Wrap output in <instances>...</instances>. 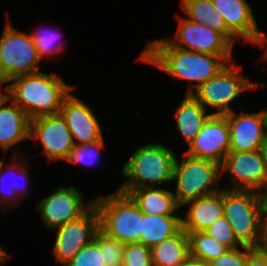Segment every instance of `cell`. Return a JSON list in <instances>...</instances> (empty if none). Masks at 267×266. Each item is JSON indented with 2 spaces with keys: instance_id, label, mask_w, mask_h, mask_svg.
Returning <instances> with one entry per match:
<instances>
[{
  "instance_id": "cell-1",
  "label": "cell",
  "mask_w": 267,
  "mask_h": 266,
  "mask_svg": "<svg viewBox=\"0 0 267 266\" xmlns=\"http://www.w3.org/2000/svg\"><path fill=\"white\" fill-rule=\"evenodd\" d=\"M233 60V56L209 55L176 48L166 38L148 42L137 58V62L155 66L173 79L187 81L189 86L185 94H192Z\"/></svg>"
},
{
  "instance_id": "cell-2",
  "label": "cell",
  "mask_w": 267,
  "mask_h": 266,
  "mask_svg": "<svg viewBox=\"0 0 267 266\" xmlns=\"http://www.w3.org/2000/svg\"><path fill=\"white\" fill-rule=\"evenodd\" d=\"M2 88L29 119L59 114L64 98L75 86L66 83L56 73L43 71L9 80Z\"/></svg>"
},
{
  "instance_id": "cell-3",
  "label": "cell",
  "mask_w": 267,
  "mask_h": 266,
  "mask_svg": "<svg viewBox=\"0 0 267 266\" xmlns=\"http://www.w3.org/2000/svg\"><path fill=\"white\" fill-rule=\"evenodd\" d=\"M175 159L173 150L162 143L138 146L123 165L121 174L126 180L117 190L128 194L133 189L171 183Z\"/></svg>"
},
{
  "instance_id": "cell-4",
  "label": "cell",
  "mask_w": 267,
  "mask_h": 266,
  "mask_svg": "<svg viewBox=\"0 0 267 266\" xmlns=\"http://www.w3.org/2000/svg\"><path fill=\"white\" fill-rule=\"evenodd\" d=\"M227 188H223V212L234 237L241 246L259 248L264 221L260 192Z\"/></svg>"
},
{
  "instance_id": "cell-5",
  "label": "cell",
  "mask_w": 267,
  "mask_h": 266,
  "mask_svg": "<svg viewBox=\"0 0 267 266\" xmlns=\"http://www.w3.org/2000/svg\"><path fill=\"white\" fill-rule=\"evenodd\" d=\"M99 214V228L123 244L140 243L142 212L132 198L115 190L108 196L94 198Z\"/></svg>"
},
{
  "instance_id": "cell-6",
  "label": "cell",
  "mask_w": 267,
  "mask_h": 266,
  "mask_svg": "<svg viewBox=\"0 0 267 266\" xmlns=\"http://www.w3.org/2000/svg\"><path fill=\"white\" fill-rule=\"evenodd\" d=\"M182 160L175 159L172 182L176 184V202L180 207L185 203L215 194L221 177L220 164L215 161L196 158L184 153Z\"/></svg>"
},
{
  "instance_id": "cell-7",
  "label": "cell",
  "mask_w": 267,
  "mask_h": 266,
  "mask_svg": "<svg viewBox=\"0 0 267 266\" xmlns=\"http://www.w3.org/2000/svg\"><path fill=\"white\" fill-rule=\"evenodd\" d=\"M242 65L228 63L217 75L201 84L192 95L206 110L213 108L212 115H225L233 111L231 103L246 91L264 87L265 83L250 81L241 74Z\"/></svg>"
},
{
  "instance_id": "cell-8",
  "label": "cell",
  "mask_w": 267,
  "mask_h": 266,
  "mask_svg": "<svg viewBox=\"0 0 267 266\" xmlns=\"http://www.w3.org/2000/svg\"><path fill=\"white\" fill-rule=\"evenodd\" d=\"M40 61L32 37L7 19L0 39V86L13 78L40 72Z\"/></svg>"
},
{
  "instance_id": "cell-9",
  "label": "cell",
  "mask_w": 267,
  "mask_h": 266,
  "mask_svg": "<svg viewBox=\"0 0 267 266\" xmlns=\"http://www.w3.org/2000/svg\"><path fill=\"white\" fill-rule=\"evenodd\" d=\"M42 197L36 203V210L45 227L51 230L80 218L94 205L92 198L86 204L83 193L74 186L58 187L47 197Z\"/></svg>"
},
{
  "instance_id": "cell-10",
  "label": "cell",
  "mask_w": 267,
  "mask_h": 266,
  "mask_svg": "<svg viewBox=\"0 0 267 266\" xmlns=\"http://www.w3.org/2000/svg\"><path fill=\"white\" fill-rule=\"evenodd\" d=\"M56 240L52 254L57 264L65 266L74 255L94 240L99 229V214L93 205L80 218L70 221L57 228Z\"/></svg>"
},
{
  "instance_id": "cell-11",
  "label": "cell",
  "mask_w": 267,
  "mask_h": 266,
  "mask_svg": "<svg viewBox=\"0 0 267 266\" xmlns=\"http://www.w3.org/2000/svg\"><path fill=\"white\" fill-rule=\"evenodd\" d=\"M37 139L49 161H66L75 143L60 114L44 115L29 122V139Z\"/></svg>"
},
{
  "instance_id": "cell-12",
  "label": "cell",
  "mask_w": 267,
  "mask_h": 266,
  "mask_svg": "<svg viewBox=\"0 0 267 266\" xmlns=\"http://www.w3.org/2000/svg\"><path fill=\"white\" fill-rule=\"evenodd\" d=\"M174 39H166L173 47L219 56H233V45L208 25L180 17Z\"/></svg>"
},
{
  "instance_id": "cell-13",
  "label": "cell",
  "mask_w": 267,
  "mask_h": 266,
  "mask_svg": "<svg viewBox=\"0 0 267 266\" xmlns=\"http://www.w3.org/2000/svg\"><path fill=\"white\" fill-rule=\"evenodd\" d=\"M221 175L230 178L228 189L260 192L267 185V169L258 150L229 152L220 165Z\"/></svg>"
},
{
  "instance_id": "cell-14",
  "label": "cell",
  "mask_w": 267,
  "mask_h": 266,
  "mask_svg": "<svg viewBox=\"0 0 267 266\" xmlns=\"http://www.w3.org/2000/svg\"><path fill=\"white\" fill-rule=\"evenodd\" d=\"M185 154L222 164L230 152V128L224 115H211L187 145Z\"/></svg>"
},
{
  "instance_id": "cell-15",
  "label": "cell",
  "mask_w": 267,
  "mask_h": 266,
  "mask_svg": "<svg viewBox=\"0 0 267 266\" xmlns=\"http://www.w3.org/2000/svg\"><path fill=\"white\" fill-rule=\"evenodd\" d=\"M230 128V152L259 150L267 134L265 110L258 112L232 111L224 115Z\"/></svg>"
},
{
  "instance_id": "cell-16",
  "label": "cell",
  "mask_w": 267,
  "mask_h": 266,
  "mask_svg": "<svg viewBox=\"0 0 267 266\" xmlns=\"http://www.w3.org/2000/svg\"><path fill=\"white\" fill-rule=\"evenodd\" d=\"M59 114L65 120L75 145L104 138L96 114L87 103L73 95L72 91L64 98Z\"/></svg>"
},
{
  "instance_id": "cell-17",
  "label": "cell",
  "mask_w": 267,
  "mask_h": 266,
  "mask_svg": "<svg viewBox=\"0 0 267 266\" xmlns=\"http://www.w3.org/2000/svg\"><path fill=\"white\" fill-rule=\"evenodd\" d=\"M212 3L236 38L258 44L261 29L247 0H212Z\"/></svg>"
},
{
  "instance_id": "cell-18",
  "label": "cell",
  "mask_w": 267,
  "mask_h": 266,
  "mask_svg": "<svg viewBox=\"0 0 267 266\" xmlns=\"http://www.w3.org/2000/svg\"><path fill=\"white\" fill-rule=\"evenodd\" d=\"M0 94V148L7 152L13 150V156L19 154L16 151L18 143L29 139V122L25 112L21 110L6 94ZM10 100V101H9ZM8 101L10 102L9 104ZM15 149V150H14ZM15 152V153H14ZM16 154V155H15Z\"/></svg>"
},
{
  "instance_id": "cell-19",
  "label": "cell",
  "mask_w": 267,
  "mask_h": 266,
  "mask_svg": "<svg viewBox=\"0 0 267 266\" xmlns=\"http://www.w3.org/2000/svg\"><path fill=\"white\" fill-rule=\"evenodd\" d=\"M184 206L189 208L184 212L185 216H181L182 229L185 232L204 231L224 216L223 188L215 194L191 200Z\"/></svg>"
},
{
  "instance_id": "cell-20",
  "label": "cell",
  "mask_w": 267,
  "mask_h": 266,
  "mask_svg": "<svg viewBox=\"0 0 267 266\" xmlns=\"http://www.w3.org/2000/svg\"><path fill=\"white\" fill-rule=\"evenodd\" d=\"M142 213L162 216H182L180 206L169 189L141 187L128 193ZM178 212V214H177Z\"/></svg>"
},
{
  "instance_id": "cell-21",
  "label": "cell",
  "mask_w": 267,
  "mask_h": 266,
  "mask_svg": "<svg viewBox=\"0 0 267 266\" xmlns=\"http://www.w3.org/2000/svg\"><path fill=\"white\" fill-rule=\"evenodd\" d=\"M12 157H13L12 158L13 162L10 161L9 165L5 164L3 159L0 160V205H1L0 209L2 211H5V212L7 210L6 206L8 207V209L9 208L13 209L14 206L15 207L19 206L20 207L21 205H19V204L21 203L22 199L24 200V198L28 197L29 194H30L29 190H28V188H29L28 184L31 181V177H29L30 173H28L29 172L28 165H30V163L27 162V160H26L25 163H23L24 160L23 159L21 160L20 158H17V156H12ZM9 171L10 172L15 171V173H16L15 175H17V177L21 176V180L23 181L24 184L20 185V184L17 183V180H16V182L13 180V181L10 182L9 188L7 187V189H6L5 188V186H6L5 183L6 182L4 181V179H5L4 176H6V174ZM7 200H9V205H5V204H8V203L5 202Z\"/></svg>"
},
{
  "instance_id": "cell-22",
  "label": "cell",
  "mask_w": 267,
  "mask_h": 266,
  "mask_svg": "<svg viewBox=\"0 0 267 266\" xmlns=\"http://www.w3.org/2000/svg\"><path fill=\"white\" fill-rule=\"evenodd\" d=\"M192 95L185 94L183 100L175 109L174 118L176 127L188 145L200 132L202 126L212 113Z\"/></svg>"
},
{
  "instance_id": "cell-23",
  "label": "cell",
  "mask_w": 267,
  "mask_h": 266,
  "mask_svg": "<svg viewBox=\"0 0 267 266\" xmlns=\"http://www.w3.org/2000/svg\"><path fill=\"white\" fill-rule=\"evenodd\" d=\"M180 5L185 18L200 25H208L234 46L237 38L227 29L224 18L215 9L212 0H181Z\"/></svg>"
},
{
  "instance_id": "cell-24",
  "label": "cell",
  "mask_w": 267,
  "mask_h": 266,
  "mask_svg": "<svg viewBox=\"0 0 267 266\" xmlns=\"http://www.w3.org/2000/svg\"><path fill=\"white\" fill-rule=\"evenodd\" d=\"M182 229L181 216H162L142 213L140 243L153 248Z\"/></svg>"
},
{
  "instance_id": "cell-25",
  "label": "cell",
  "mask_w": 267,
  "mask_h": 266,
  "mask_svg": "<svg viewBox=\"0 0 267 266\" xmlns=\"http://www.w3.org/2000/svg\"><path fill=\"white\" fill-rule=\"evenodd\" d=\"M151 252L153 266H180L190 257L188 234L181 229L151 248Z\"/></svg>"
},
{
  "instance_id": "cell-26",
  "label": "cell",
  "mask_w": 267,
  "mask_h": 266,
  "mask_svg": "<svg viewBox=\"0 0 267 266\" xmlns=\"http://www.w3.org/2000/svg\"><path fill=\"white\" fill-rule=\"evenodd\" d=\"M189 238L190 257L210 262L229 249L210 237L205 231L186 232Z\"/></svg>"
},
{
  "instance_id": "cell-27",
  "label": "cell",
  "mask_w": 267,
  "mask_h": 266,
  "mask_svg": "<svg viewBox=\"0 0 267 266\" xmlns=\"http://www.w3.org/2000/svg\"><path fill=\"white\" fill-rule=\"evenodd\" d=\"M93 241L102 250V262L104 266H123L125 244L107 235L100 228L96 231Z\"/></svg>"
},
{
  "instance_id": "cell-28",
  "label": "cell",
  "mask_w": 267,
  "mask_h": 266,
  "mask_svg": "<svg viewBox=\"0 0 267 266\" xmlns=\"http://www.w3.org/2000/svg\"><path fill=\"white\" fill-rule=\"evenodd\" d=\"M29 35L32 37V40L36 46L37 54L39 58L46 59L53 58L56 55L61 54L63 50H65V46L61 44H55L57 39L61 36L57 33V31H52V29H45L39 30V31H32L29 33ZM60 35V36H59ZM59 41V40H58ZM60 42V41H59Z\"/></svg>"
},
{
  "instance_id": "cell-29",
  "label": "cell",
  "mask_w": 267,
  "mask_h": 266,
  "mask_svg": "<svg viewBox=\"0 0 267 266\" xmlns=\"http://www.w3.org/2000/svg\"><path fill=\"white\" fill-rule=\"evenodd\" d=\"M104 138L92 143L74 145L66 161L72 164L93 165L101 158V149L105 147Z\"/></svg>"
},
{
  "instance_id": "cell-30",
  "label": "cell",
  "mask_w": 267,
  "mask_h": 266,
  "mask_svg": "<svg viewBox=\"0 0 267 266\" xmlns=\"http://www.w3.org/2000/svg\"><path fill=\"white\" fill-rule=\"evenodd\" d=\"M123 266H153L151 248L141 243L125 244Z\"/></svg>"
},
{
  "instance_id": "cell-31",
  "label": "cell",
  "mask_w": 267,
  "mask_h": 266,
  "mask_svg": "<svg viewBox=\"0 0 267 266\" xmlns=\"http://www.w3.org/2000/svg\"><path fill=\"white\" fill-rule=\"evenodd\" d=\"M210 237L226 246L228 249L241 247L234 237L229 221L223 216L204 230Z\"/></svg>"
},
{
  "instance_id": "cell-32",
  "label": "cell",
  "mask_w": 267,
  "mask_h": 266,
  "mask_svg": "<svg viewBox=\"0 0 267 266\" xmlns=\"http://www.w3.org/2000/svg\"><path fill=\"white\" fill-rule=\"evenodd\" d=\"M65 266H104L102 250L92 241L83 246Z\"/></svg>"
},
{
  "instance_id": "cell-33",
  "label": "cell",
  "mask_w": 267,
  "mask_h": 266,
  "mask_svg": "<svg viewBox=\"0 0 267 266\" xmlns=\"http://www.w3.org/2000/svg\"><path fill=\"white\" fill-rule=\"evenodd\" d=\"M252 248L241 246L229 249L223 255L208 262L209 266H245L247 254Z\"/></svg>"
},
{
  "instance_id": "cell-34",
  "label": "cell",
  "mask_w": 267,
  "mask_h": 266,
  "mask_svg": "<svg viewBox=\"0 0 267 266\" xmlns=\"http://www.w3.org/2000/svg\"><path fill=\"white\" fill-rule=\"evenodd\" d=\"M245 266H267V256L259 249H251Z\"/></svg>"
},
{
  "instance_id": "cell-35",
  "label": "cell",
  "mask_w": 267,
  "mask_h": 266,
  "mask_svg": "<svg viewBox=\"0 0 267 266\" xmlns=\"http://www.w3.org/2000/svg\"><path fill=\"white\" fill-rule=\"evenodd\" d=\"M259 249L267 256V220L263 221L262 239Z\"/></svg>"
},
{
  "instance_id": "cell-36",
  "label": "cell",
  "mask_w": 267,
  "mask_h": 266,
  "mask_svg": "<svg viewBox=\"0 0 267 266\" xmlns=\"http://www.w3.org/2000/svg\"><path fill=\"white\" fill-rule=\"evenodd\" d=\"M260 48L262 47L264 49V53L261 56L260 59L267 60V34L264 31H261L260 39L257 44Z\"/></svg>"
},
{
  "instance_id": "cell-37",
  "label": "cell",
  "mask_w": 267,
  "mask_h": 266,
  "mask_svg": "<svg viewBox=\"0 0 267 266\" xmlns=\"http://www.w3.org/2000/svg\"><path fill=\"white\" fill-rule=\"evenodd\" d=\"M263 220H267V185L260 191Z\"/></svg>"
},
{
  "instance_id": "cell-38",
  "label": "cell",
  "mask_w": 267,
  "mask_h": 266,
  "mask_svg": "<svg viewBox=\"0 0 267 266\" xmlns=\"http://www.w3.org/2000/svg\"><path fill=\"white\" fill-rule=\"evenodd\" d=\"M180 266H209L207 262L198 260L192 257H189L182 265Z\"/></svg>"
},
{
  "instance_id": "cell-39",
  "label": "cell",
  "mask_w": 267,
  "mask_h": 266,
  "mask_svg": "<svg viewBox=\"0 0 267 266\" xmlns=\"http://www.w3.org/2000/svg\"><path fill=\"white\" fill-rule=\"evenodd\" d=\"M258 151L260 152L261 157H262L263 161L265 162V166L267 169V134H266L263 142L261 143Z\"/></svg>"
},
{
  "instance_id": "cell-40",
  "label": "cell",
  "mask_w": 267,
  "mask_h": 266,
  "mask_svg": "<svg viewBox=\"0 0 267 266\" xmlns=\"http://www.w3.org/2000/svg\"><path fill=\"white\" fill-rule=\"evenodd\" d=\"M11 257L12 255L8 254L0 245V265L5 264Z\"/></svg>"
}]
</instances>
